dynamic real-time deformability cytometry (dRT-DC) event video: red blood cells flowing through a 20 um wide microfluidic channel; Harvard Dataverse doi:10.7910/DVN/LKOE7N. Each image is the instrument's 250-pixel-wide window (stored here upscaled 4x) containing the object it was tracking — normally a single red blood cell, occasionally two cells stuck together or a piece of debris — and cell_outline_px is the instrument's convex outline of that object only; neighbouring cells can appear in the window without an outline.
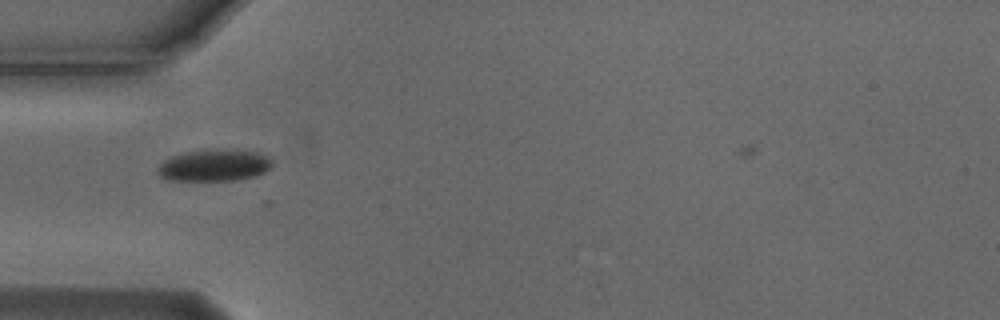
{"species": "Egyptian fruit bat (a non-hibernating species)", "species_latin": "Rousettus aegyptiacus", "temperature_condition": "cold", "stored_images_in_passage": 22, "camera_frame_rate_fps": 3000, "um_per_image_px": 0.085, "animal": {"sex": "male"}, "frame": {"image": 1, "passage_image": 3, "time_ms": 0.667, "image_size_px": [1000, 320], "cell_outline_px": [[272, 164], [264, 172], [256, 176], [236, 180], [168, 180], [160, 176], [156, 172], [156, 168], [164, 160], [172, 156], [184, 152], [204, 148], [224, 148], [256, 152], [268, 156], [272, 160]], "centroid_in_image_um": [18.18, 14.03], "position_along_channel_um": 66.8, "area_um2": 21.62}}
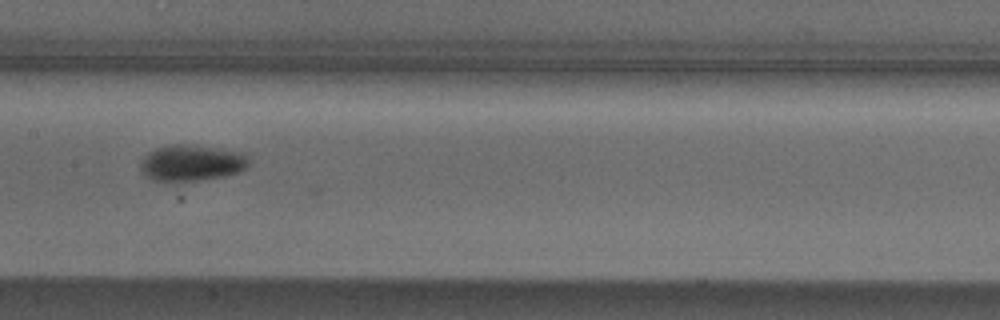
{"frame": {"image": 2, "passage_image": 13, "time_ms": 4.0, "image_size_px": [1000, 320], "cell_outline_px": [[248, 168], [224, 176], [200, 180], [172, 184], [168, 184], [156, 180], [148, 176], [140, 168], [140, 164], [144, 156], [148, 152], [156, 148], [172, 144], [184, 144], [244, 152], [248, 156]], "centroid_in_image_um": [16.27, 13.87], "position_along_channel_um": 191.1, "area_um2": 23.12}}
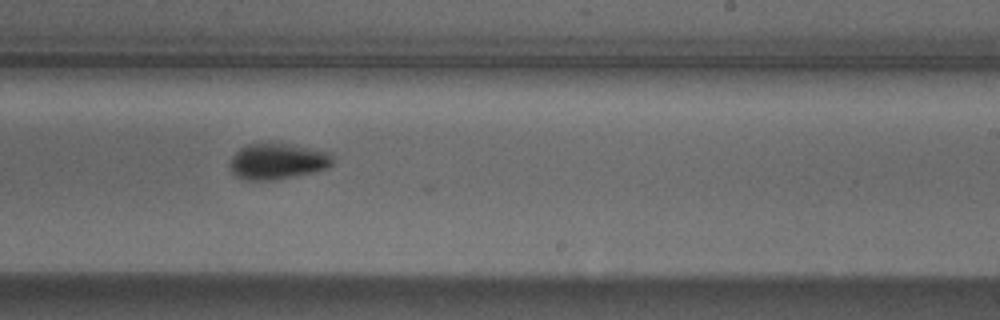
{"frame": {"image": 3, "passage_image": 19, "time_ms": 6.0, "image_size_px": [1000, 320], "cell_outline_px": [[332, 164], [328, 168], [316, 172], [276, 180], [248, 180], [236, 176], [228, 168], [228, 164], [232, 156], [240, 148], [248, 144], [268, 140], [276, 140], [332, 152]], "centroid_in_image_um": [23.59, 13.66], "position_along_channel_um": 265.4, "area_um2": 22.66}}